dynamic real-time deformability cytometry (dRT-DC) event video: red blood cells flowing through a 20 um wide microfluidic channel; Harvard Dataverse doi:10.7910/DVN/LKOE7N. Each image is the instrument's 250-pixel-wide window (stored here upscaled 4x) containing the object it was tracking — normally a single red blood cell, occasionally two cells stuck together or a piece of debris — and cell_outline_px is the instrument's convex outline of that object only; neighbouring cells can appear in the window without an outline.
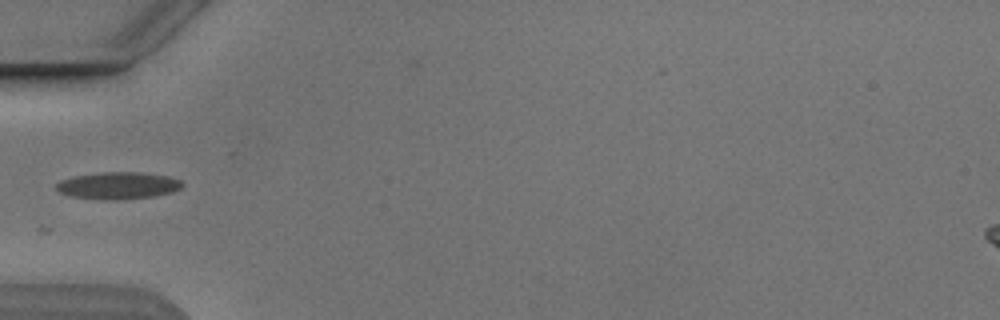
{"species": "Egyptian fruit bat (a non-hibernating species)", "species_latin": "Rousettus aegyptiacus", "temperature_condition": "cold", "stored_images_in_passage": 7, "camera_frame_rate_fps": 3000, "um_per_image_px": 0.085, "animal": {"sex": "male"}, "frame": {"image": 1, "passage_image": 4, "time_ms": 3.667, "image_size_px": [1000, 320], "cell_outline_px": [[184, 184], [180, 188], [172, 192], [156, 196], [120, 200], [104, 200], [68, 196], [60, 192], [56, 188], [56, 184], [60, 180], [72, 176], [100, 172], [136, 172], [168, 176], [180, 180]], "centroid_in_image_um": [10.01, 15.78], "position_along_channel_um": 75.0, "area_um2": 20.06}}
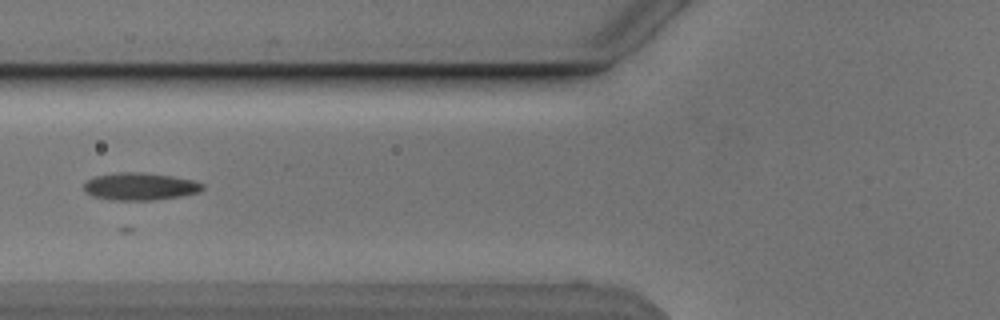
{"frame": {"image": 2, "passage_image": 5, "time_ms": 4.667, "image_size_px": [1000, 320], "cell_outline_px": [[204, 188], [200, 192], [180, 196], [156, 200], [108, 200], [92, 196], [84, 192], [84, 184], [88, 180], [96, 176], [116, 172], [140, 172], [172, 176], [192, 180], [204, 184]], "centroid_in_image_um": [11.89, 15.85], "position_along_channel_um": 113.9, "area_um2": 19.07}}